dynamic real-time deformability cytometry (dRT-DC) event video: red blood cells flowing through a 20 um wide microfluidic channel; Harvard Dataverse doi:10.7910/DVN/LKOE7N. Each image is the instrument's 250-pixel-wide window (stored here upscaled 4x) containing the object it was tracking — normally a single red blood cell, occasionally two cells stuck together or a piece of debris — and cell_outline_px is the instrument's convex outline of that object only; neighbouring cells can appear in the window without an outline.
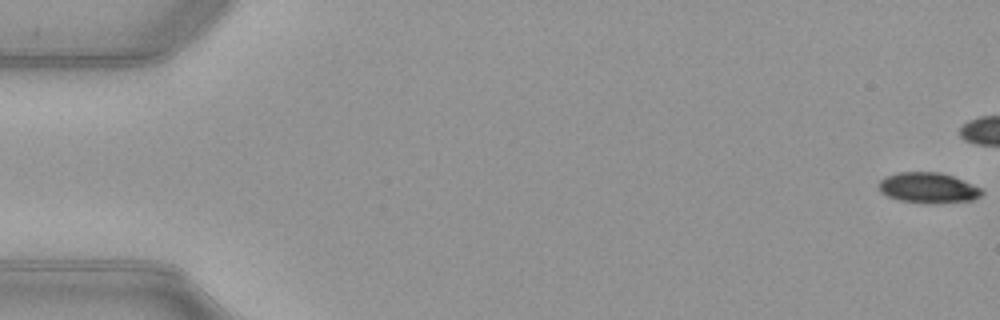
{"species": "common noctule bat (a hibernating species)", "species_latin": "Nyctalus noctula", "temperature_condition": "warm", "stored_images_in_passage": 41, "camera_frame_rate_fps": 3000, "um_per_image_px": 0.085, "animal": {"sex": "female", "body_mass_g": 21.9}, "frame": {"image": 1, "passage_image": 1, "time_ms": 0.0, "image_size_px": [1000, 320], "cell_outline_px": [[984, 192], [980, 196], [972, 200], [936, 204], [924, 204], [900, 200], [888, 196], [880, 192], [876, 184], [884, 176], [896, 172], [940, 172], [952, 176], [984, 188]], "centroid_in_image_um": [78.88, 15.97], "position_along_channel_um": 6.1, "area_um2": 18.79}}
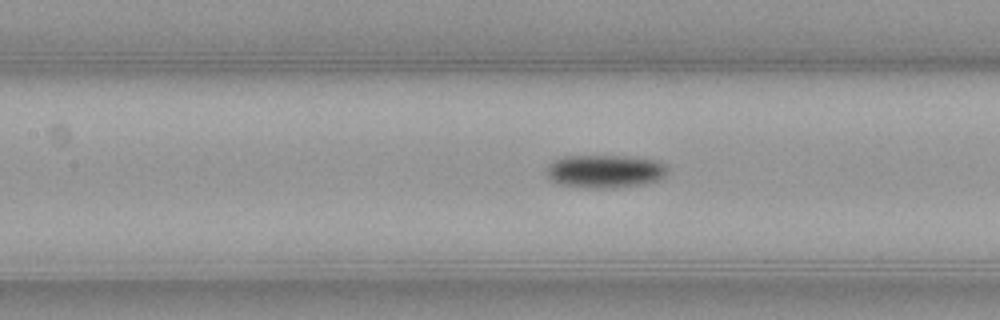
{"frame": {"image": 2, "passage_image": 24, "time_ms": 7.667, "image_size_px": [1000, 320], "cell_outline_px": [[668, 172], [660, 180], [644, 184], [612, 188], [584, 188], [560, 184], [552, 180], [548, 176], [548, 168], [556, 160], [564, 156], [636, 156], [656, 160], [668, 164]], "centroid_in_image_um": [51.53, 14.56], "position_along_channel_um": 155.9, "area_um2": 23.52}}
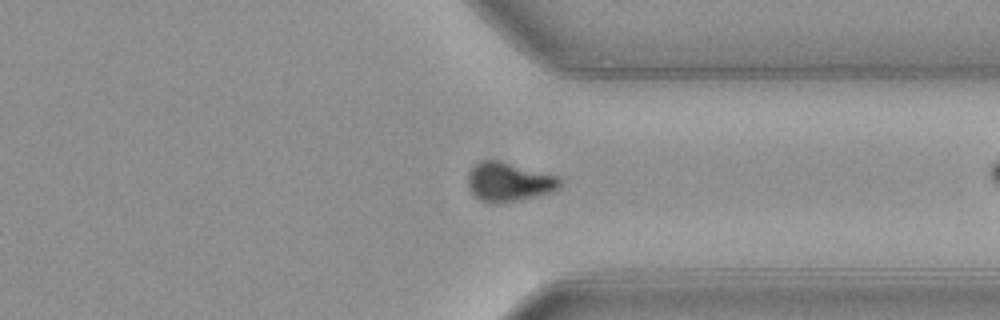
{"frame": {"image": 3, "passage_image": 40, "time_ms": 13.0, "image_size_px": [1000, 320], "cell_outline_px": [[564, 180], [560, 188], [552, 192], [520, 200], [496, 204], [488, 204], [480, 200], [468, 188], [468, 172], [480, 160], [500, 160], [560, 176]], "centroid_in_image_um": [43.29, 15.46], "position_along_channel_um": 368.1, "area_um2": 21.44}}